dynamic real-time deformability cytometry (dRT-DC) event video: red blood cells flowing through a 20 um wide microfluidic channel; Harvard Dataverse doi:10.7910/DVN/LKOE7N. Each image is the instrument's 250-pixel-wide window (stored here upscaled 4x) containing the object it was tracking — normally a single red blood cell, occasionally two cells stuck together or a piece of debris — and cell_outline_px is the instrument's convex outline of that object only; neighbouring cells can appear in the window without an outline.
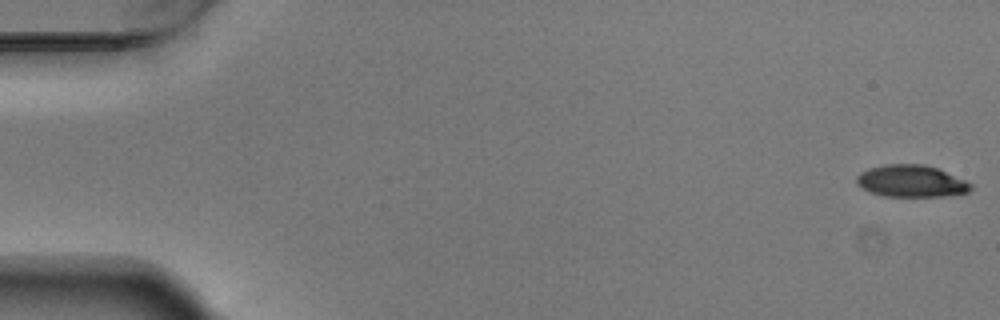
{"species": "Egyptian fruit bat (a non-hibernating species)", "species_latin": "Rousettus aegyptiacus", "temperature_condition": "warm", "stored_images_in_passage": 55, "camera_frame_rate_fps": 3000, "um_per_image_px": 0.085, "animal": {"sex": "male"}, "frame": {"image": 1, "passage_image": 1, "time_ms": 0.0, "image_size_px": [1000, 320], "cell_outline_px": [[972, 188], [968, 192], [944, 196], [884, 196], [868, 192], [856, 184], [856, 176], [860, 172], [868, 168], [884, 164], [924, 164], [940, 168], [972, 184]], "centroid_in_image_um": [77.42, 15.38], "position_along_channel_um": 7.6, "area_um2": 21.5}}
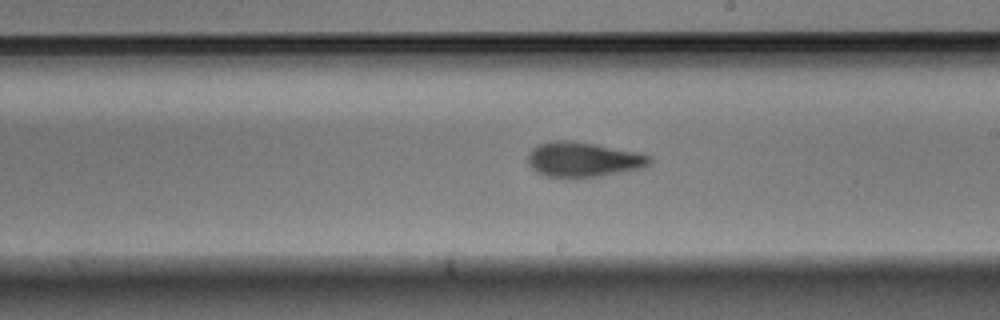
{"frame": {"image": 2, "passage_image": 32, "time_ms": 10.333, "image_size_px": [1000, 320], "cell_outline_px": [[652, 164], [644, 168], [600, 176], [544, 176], [536, 172], [528, 164], [528, 152], [532, 148], [540, 144], [552, 140], [568, 140], [596, 144], [640, 152], [652, 156]], "centroid_in_image_um": [49.62, 13.54], "position_along_channel_um": 239.4, "area_um2": 24.85}}
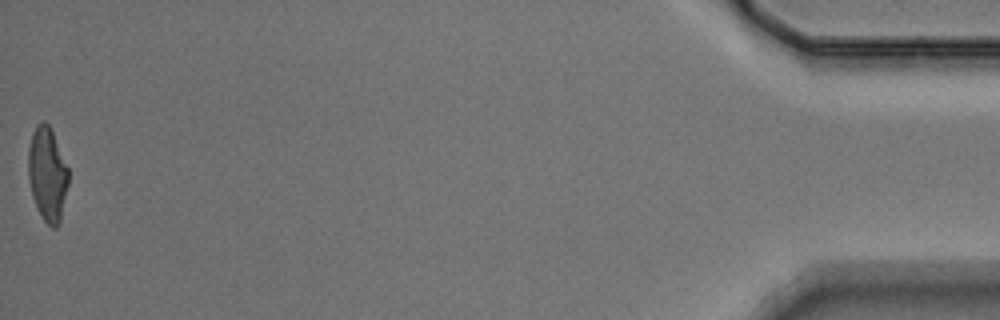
{"frame": {"image": 3, "passage_image": 55, "time_ms": 18.0, "image_size_px": [1000, 320], "cell_outline_px": [[68, 184], [60, 224], [56, 228], [52, 228], [44, 220], [36, 208], [32, 196], [28, 180], [28, 148], [32, 132], [36, 124], [44, 120], [48, 124], [52, 132], [68, 168]], "centroid_in_image_um": [4.01, 14.83], "position_along_channel_um": 431.2, "area_um2": 22.14}, "authors_computed_cell_mechanics": {"area_um2": 23.2934, "velocity_mm_per_s": 3.7285, "shape_relaxation_time_tau1_ms": 5.3452, "shape_relaxation_time_tau2_ms": 1.768, "deformation_change_tau1": 0.1986, "deformation_change_tau2": 0.1004}}